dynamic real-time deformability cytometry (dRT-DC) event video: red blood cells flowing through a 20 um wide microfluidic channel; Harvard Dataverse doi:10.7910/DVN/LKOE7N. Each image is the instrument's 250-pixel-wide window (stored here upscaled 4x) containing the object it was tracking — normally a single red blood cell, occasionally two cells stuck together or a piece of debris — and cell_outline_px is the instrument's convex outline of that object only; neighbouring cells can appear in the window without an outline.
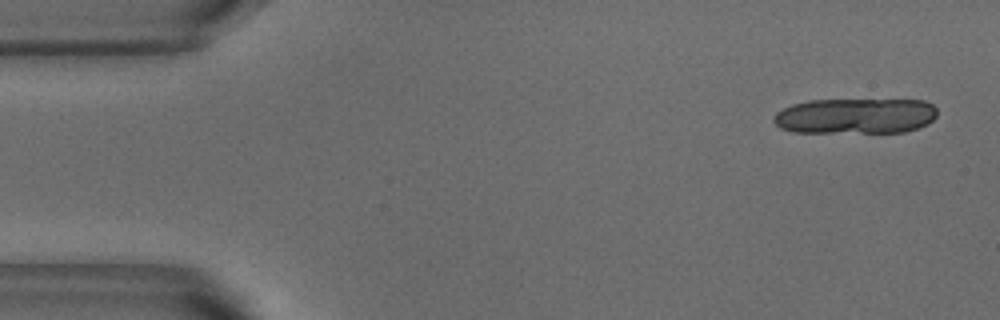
{"species": "common noctule bat (a hibernating species)", "species_latin": "Nyctalus noctula", "temperature_condition": "warm", "stored_images_in_passage": 17, "camera_frame_rate_fps": 3000, "um_per_image_px": 0.085, "animal": {"sex": "male", "body_mass_g": 18.8}, "frame": {"image": 1, "passage_image": 2, "time_ms": 0.333, "image_size_px": [1000, 320], "cell_outline_px": [[936, 116], [928, 124], [904, 132], [792, 132], [780, 128], [772, 120], [772, 116], [776, 112], [792, 104], [808, 100], [924, 100], [932, 104], [936, 108]], "centroid_in_image_um": [72.68, 9.85], "position_along_channel_um": 12.3, "area_um2": 34.04}}